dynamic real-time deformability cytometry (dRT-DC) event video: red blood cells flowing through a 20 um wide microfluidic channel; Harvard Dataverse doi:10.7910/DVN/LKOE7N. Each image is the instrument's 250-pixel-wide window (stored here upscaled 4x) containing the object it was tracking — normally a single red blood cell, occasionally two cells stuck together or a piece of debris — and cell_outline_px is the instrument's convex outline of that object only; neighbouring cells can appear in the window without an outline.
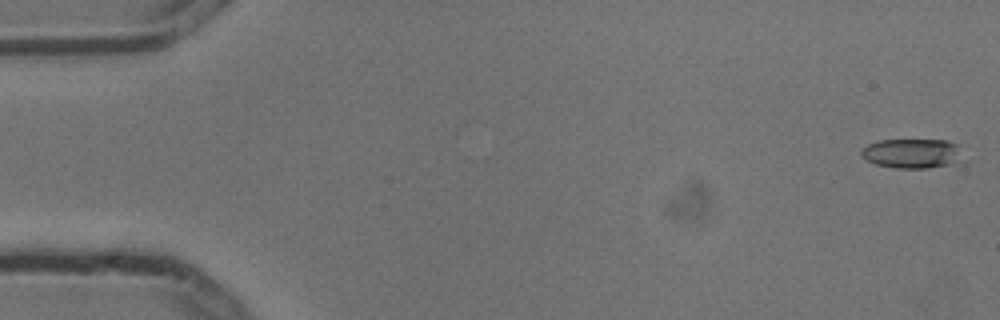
{"species": "common noctule bat (a hibernating species)", "species_latin": "Nyctalus noctula", "temperature_condition": "cold", "stored_images_in_passage": 5, "camera_frame_rate_fps": 3000, "um_per_image_px": 0.085, "animal": {"sex": "male", "body_mass_g": 13.3}, "frame": {"image": 1, "passage_image": 1, "time_ms": 0.0, "image_size_px": [1000, 320], "cell_outline_px": [[968, 164], [928, 168], [896, 168], [876, 164], [860, 156], [860, 152], [868, 144], [880, 140], [948, 140], [956, 144], [968, 160]], "centroid_in_image_um": [77.71, 13.07], "position_along_channel_um": 7.3, "area_um2": 18.26}}
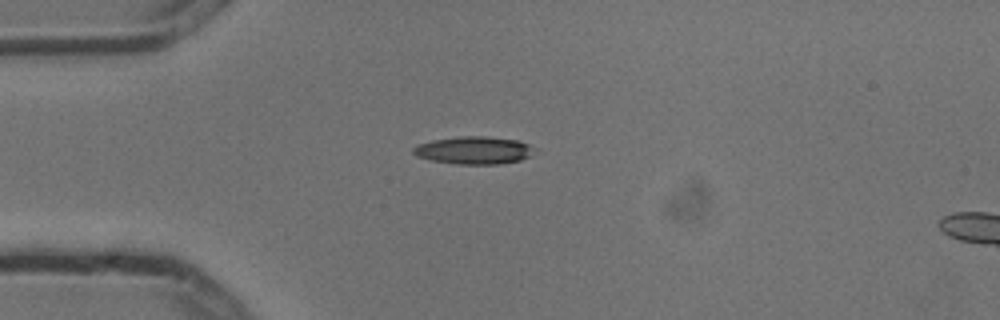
{"frame": {"image": 2, "passage_image": 4, "time_ms": 1.0, "image_size_px": [1000, 320], "cell_outline_px": [[536, 148], [528, 156], [520, 160], [500, 164], [456, 164], [428, 160], [416, 156], [412, 152], [412, 148], [416, 144], [432, 140], [460, 136], [488, 136], [516, 140], [528, 144]], "centroid_in_image_um": [40.22, 12.77], "position_along_channel_um": 44.8, "area_um2": 19.65}}